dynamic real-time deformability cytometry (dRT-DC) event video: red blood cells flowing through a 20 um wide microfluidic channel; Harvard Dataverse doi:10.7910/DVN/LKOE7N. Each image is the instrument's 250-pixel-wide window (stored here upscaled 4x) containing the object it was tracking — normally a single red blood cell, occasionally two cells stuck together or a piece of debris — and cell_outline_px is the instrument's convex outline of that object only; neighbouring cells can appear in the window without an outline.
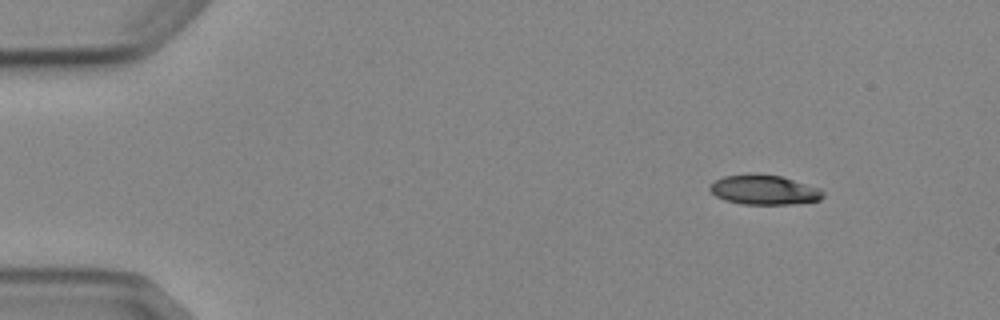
{"species": "Egyptian fruit bat (a non-hibernating species)", "species_latin": "Rousettus aegyptiacus", "temperature_condition": "cold", "stored_images_in_passage": 4, "camera_frame_rate_fps": 3000, "um_per_image_px": 0.085, "animal": {"sex": "female"}, "frame": {"image": 1, "passage_image": 1, "time_ms": 0.0, "image_size_px": [1000, 320], "cell_outline_px": [[824, 196], [820, 200], [792, 204], [744, 204], [724, 200], [716, 196], [708, 188], [716, 180], [724, 176], [780, 176], [820, 188], [824, 192]], "centroid_in_image_um": [64.99, 16.18], "position_along_channel_um": 20.0, "area_um2": 18.84}}
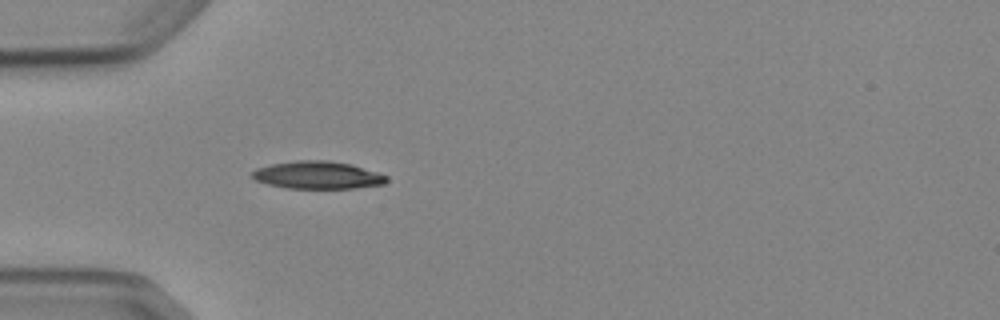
{"frame": {"image": 2, "passage_image": 4, "time_ms": 3.333, "image_size_px": [1000, 320], "cell_outline_px": [[388, 180], [384, 184], [356, 188], [288, 188], [268, 184], [256, 180], [252, 176], [252, 172], [256, 168], [272, 164], [300, 160], [328, 160], [352, 164], [388, 176]], "centroid_in_image_um": [27.02, 14.88], "position_along_channel_um": 58.0, "area_um2": 21.5}}